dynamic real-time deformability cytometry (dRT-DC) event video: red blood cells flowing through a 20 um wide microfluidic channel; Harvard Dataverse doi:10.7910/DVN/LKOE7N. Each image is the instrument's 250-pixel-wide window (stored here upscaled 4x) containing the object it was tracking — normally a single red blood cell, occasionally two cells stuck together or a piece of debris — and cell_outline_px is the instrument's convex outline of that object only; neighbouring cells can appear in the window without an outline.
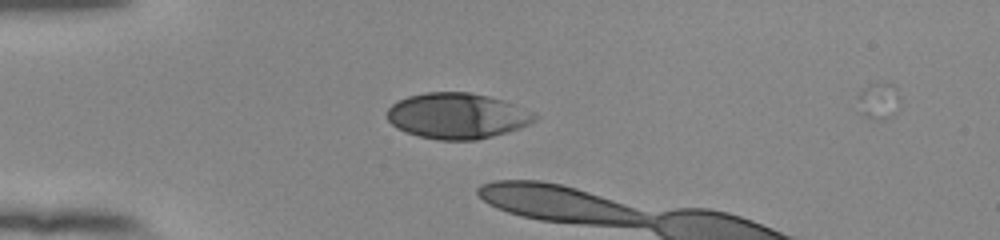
{"species": "human", "species_latin": "Homo sapiens", "temperature_condition": "room temperature", "stored_images_in_passage": 3, "camera_frame_rate_fps": 3000, "um_per_image_px": 0.085, "donor": {"sex": "female"}, "frame": {"image": 1, "passage_image": 2, "time_ms": 0.333, "image_size_px": [1000, 240], "cell_outline_px": [[540, 116], [536, 120], [520, 128], [508, 132], [476, 140], [436, 140], [404, 132], [396, 128], [388, 120], [388, 108], [392, 104], [408, 96], [424, 92], [468, 92], [488, 96], [536, 112]], "centroid_in_image_um": [38.87, 9.85], "position_along_channel_um": 46.1, "area_um2": 39.36}}